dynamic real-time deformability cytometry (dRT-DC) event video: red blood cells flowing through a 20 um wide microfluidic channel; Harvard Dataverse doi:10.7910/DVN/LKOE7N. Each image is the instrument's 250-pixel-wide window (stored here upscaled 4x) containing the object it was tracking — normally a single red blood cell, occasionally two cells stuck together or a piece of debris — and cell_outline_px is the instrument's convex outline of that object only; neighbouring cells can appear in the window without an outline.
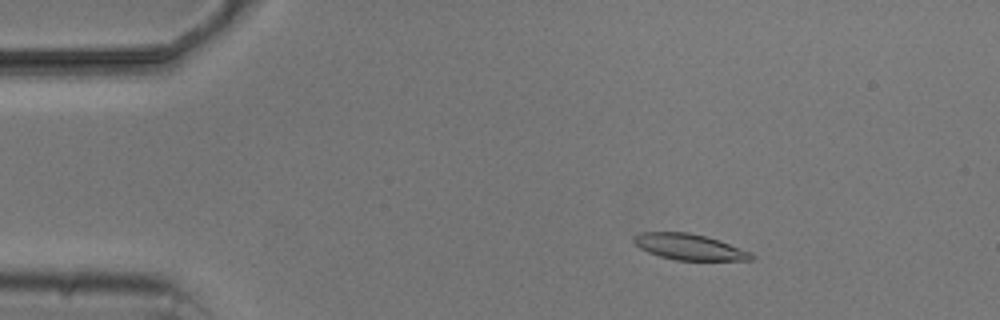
{"species": "common noctule bat (a hibernating species)", "species_latin": "Nyctalus noctula", "temperature_condition": "cold", "stored_images_in_passage": 4, "camera_frame_rate_fps": 3000, "um_per_image_px": 0.085, "animal": {"sex": "male", "body_mass_g": 20.5, "forearm_length_mm": 52.5}, "frame": {"image": 1, "passage_image": 2, "time_ms": 1.0, "image_size_px": [1000, 320], "cell_outline_px": [[756, 256], [752, 260], [676, 260], [660, 256], [648, 252], [640, 248], [632, 240], [632, 236], [640, 232], [688, 232], [708, 236], [720, 240], [752, 252]], "centroid_in_image_um": [58.61, 20.98], "position_along_channel_um": 26.4, "area_um2": 17.98}}
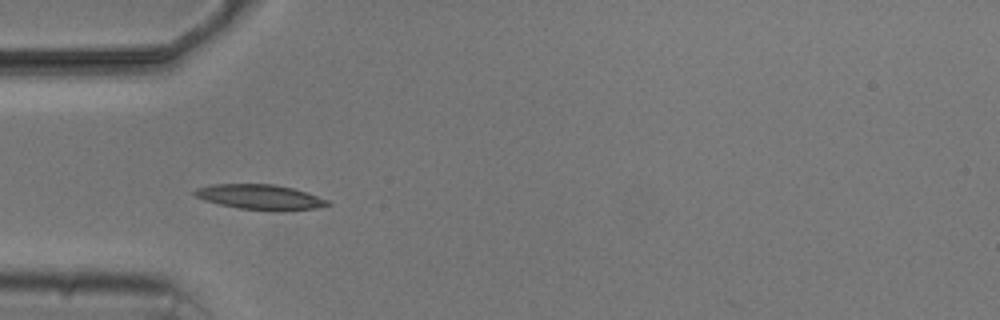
{"frame": {"image": 2, "passage_image": 4, "time_ms": 3.667, "image_size_px": [1000, 320], "cell_outline_px": [[332, 204], [316, 208], [240, 208], [220, 204], [204, 200], [196, 196], [192, 192], [196, 188], [212, 184], [276, 184], [308, 192], [328, 200]], "centroid_in_image_um": [22.05, 16.69], "position_along_channel_um": 62.9, "area_um2": 18.5}}